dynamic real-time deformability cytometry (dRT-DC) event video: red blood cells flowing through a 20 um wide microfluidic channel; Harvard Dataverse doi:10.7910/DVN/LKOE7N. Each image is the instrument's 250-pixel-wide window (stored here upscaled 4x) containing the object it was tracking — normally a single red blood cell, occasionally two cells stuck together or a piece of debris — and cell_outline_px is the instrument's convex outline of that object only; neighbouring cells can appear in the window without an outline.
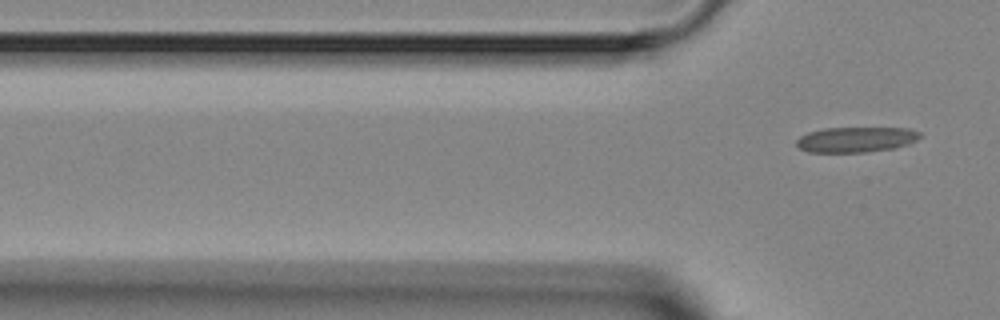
{"species": "Egyptian fruit bat (a non-hibernating species)", "species_latin": "Rousettus aegyptiacus", "temperature_condition": "room temperature", "stored_images_in_passage": 5, "camera_frame_rate_fps": 3000, "um_per_image_px": 0.085, "animal": {"sex": "female"}, "frame": {"image": 1, "passage_image": 5, "time_ms": 5.667, "image_size_px": [1000, 320], "cell_outline_px": [[920, 136], [916, 140], [908, 144], [896, 148], [864, 152], [808, 152], [800, 148], [796, 144], [796, 140], [800, 136], [808, 132], [824, 128], [908, 128], [920, 132]], "centroid_in_image_um": [72.75, 11.86], "position_along_channel_um": 53.0, "area_um2": 18.21}}